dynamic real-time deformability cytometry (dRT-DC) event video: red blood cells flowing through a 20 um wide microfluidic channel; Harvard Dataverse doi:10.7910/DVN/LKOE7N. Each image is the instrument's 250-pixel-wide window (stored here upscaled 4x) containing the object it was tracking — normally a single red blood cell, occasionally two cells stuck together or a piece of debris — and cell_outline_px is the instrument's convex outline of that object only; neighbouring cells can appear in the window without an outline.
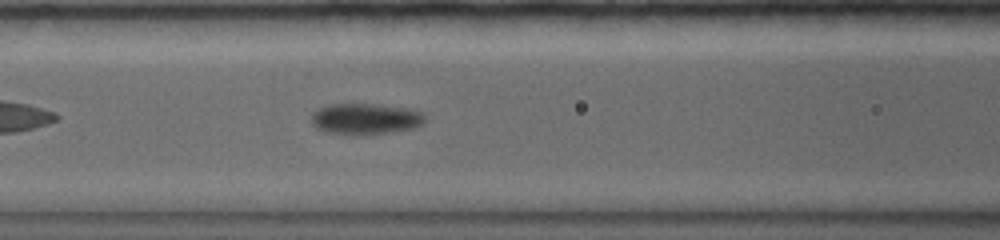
{"species": "common noctule bat (a hibernating species)", "species_latin": "Nyctalus noctula", "temperature_condition": "warm", "stored_images_in_passage": 26, "camera_frame_rate_fps": 5000, "um_per_image_px": 0.085, "animal": {"sex": "female", "body_mass_g": 19.0, "forearm_length_mm": 56.7}, "frame": {"image": 1, "passage_image": 8, "time_ms": 2.6, "image_size_px": [1000, 240], "cell_outline_px": [[424, 124], [412, 128], [388, 132], [352, 136], [324, 132], [316, 128], [312, 124], [312, 112], [328, 104], [376, 104], [412, 108], [424, 112]], "centroid_in_image_um": [31.05, 10.1], "position_along_channel_um": 135.5, "area_um2": 20.92}}
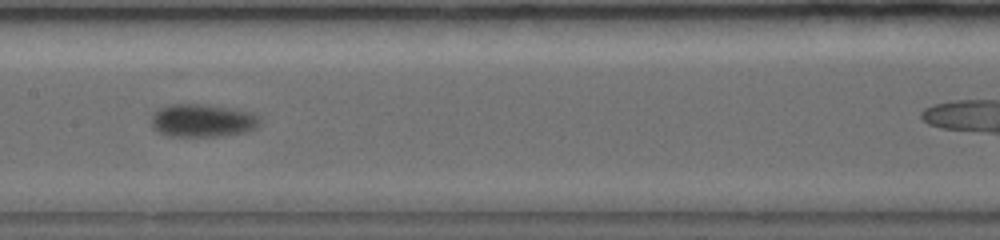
{"frame": {"image": 2, "passage_image": 12, "time_ms": 4.0, "image_size_px": [1000, 240], "cell_outline_px": [[260, 124], [256, 128], [248, 132], [220, 136], [168, 136], [160, 132], [152, 124], [152, 116], [160, 108], [168, 104], [208, 104], [252, 112], [260, 116]], "centroid_in_image_um": [17.28, 10.24], "position_along_channel_um": 190.1, "area_um2": 20.92}}